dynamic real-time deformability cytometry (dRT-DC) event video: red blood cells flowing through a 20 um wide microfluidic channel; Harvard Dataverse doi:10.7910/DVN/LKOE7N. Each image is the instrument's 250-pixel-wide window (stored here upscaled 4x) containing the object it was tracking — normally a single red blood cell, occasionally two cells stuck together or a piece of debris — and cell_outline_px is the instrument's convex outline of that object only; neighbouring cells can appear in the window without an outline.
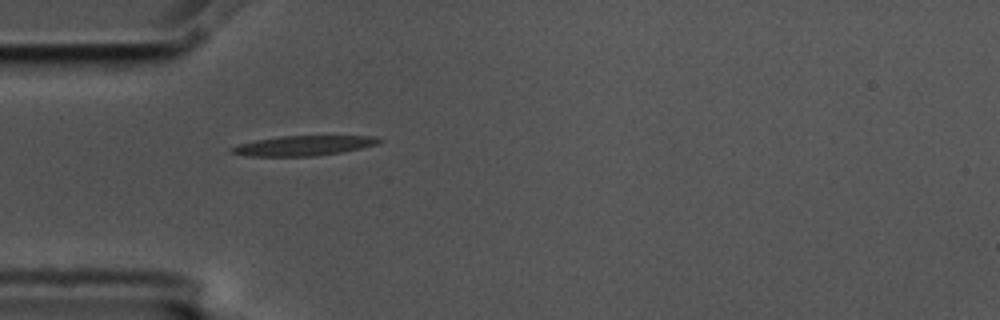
{"species": "common noctule bat (a hibernating species)", "species_latin": "Nyctalus noctula", "temperature_condition": "cold", "stored_images_in_passage": 1, "camera_frame_rate_fps": 3000, "um_per_image_px": 0.085, "animal": {"sex": "male", "body_mass_g": 17.5, "forearm_length_mm": 52.3}, "frame": {"image": 1, "passage_image": 1, "time_ms": 0.0, "image_size_px": [1000, 320], "cell_outline_px": [[384, 140], [380, 144], [340, 152], [312, 156], [248, 156], [228, 152], [228, 148], [240, 144], [256, 140], [280, 136], [376, 136]], "centroid_in_image_um": [25.8, 12.37], "position_along_channel_um": 59.2, "area_um2": 17.11}}